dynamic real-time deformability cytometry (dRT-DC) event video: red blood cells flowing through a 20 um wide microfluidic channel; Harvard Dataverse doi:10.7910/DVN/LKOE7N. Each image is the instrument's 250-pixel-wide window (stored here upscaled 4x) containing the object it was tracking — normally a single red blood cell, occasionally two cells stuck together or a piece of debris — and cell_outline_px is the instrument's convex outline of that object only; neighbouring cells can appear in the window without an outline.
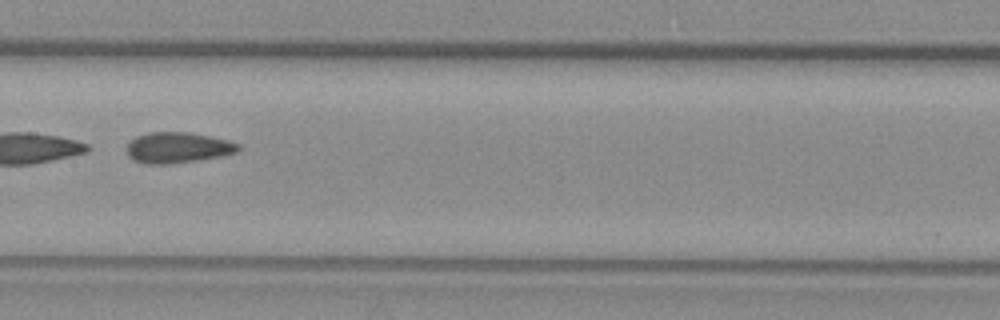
{"species": "common noctule bat (a hibernating species)", "species_latin": "Nyctalus noctula", "temperature_condition": "warm", "stored_images_in_passage": 17, "camera_frame_rate_fps": 3000, "um_per_image_px": 0.085, "animal": {"sex": "female", "body_mass_g": 29.2, "forearm_length_mm": 56.3}, "frame": {"image": 1, "passage_image": 10, "time_ms": 3.0, "image_size_px": [1000, 320], "cell_outline_px": [[240, 148], [236, 152], [220, 156], [196, 160], [168, 164], [144, 164], [132, 160], [128, 156], [128, 144], [136, 136], [148, 132], [188, 132], [228, 140], [240, 144]], "centroid_in_image_um": [15.08, 12.55], "position_along_channel_um": 192.3, "area_um2": 19.88}}